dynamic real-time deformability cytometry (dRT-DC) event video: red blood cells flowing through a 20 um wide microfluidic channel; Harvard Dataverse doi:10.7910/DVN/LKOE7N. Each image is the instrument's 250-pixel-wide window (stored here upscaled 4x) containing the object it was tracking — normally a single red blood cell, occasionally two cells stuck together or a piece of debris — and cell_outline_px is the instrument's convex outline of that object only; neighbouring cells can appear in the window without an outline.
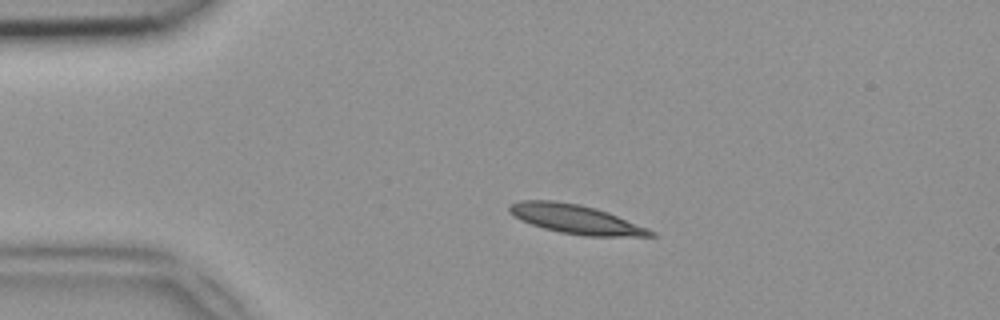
{"species": "common noctule bat (a hibernating species)", "species_latin": "Nyctalus noctula", "temperature_condition": "room temperature", "stored_images_in_passage": 50, "camera_frame_rate_fps": 3000, "um_per_image_px": 0.085, "animal": {"sex": "female", "body_mass_g": 18.4}, "frame": {"image": 1, "passage_image": 11, "time_ms": 3.333, "image_size_px": [1000, 320], "cell_outline_px": [[656, 236], [584, 236], [560, 232], [544, 228], [520, 220], [512, 216], [508, 212], [508, 208], [512, 204], [520, 200], [556, 200], [580, 204], [596, 208], [608, 212], [648, 228], [656, 232]], "centroid_in_image_um": [48.93, 18.62], "position_along_channel_um": 36.1, "area_um2": 23.99}}
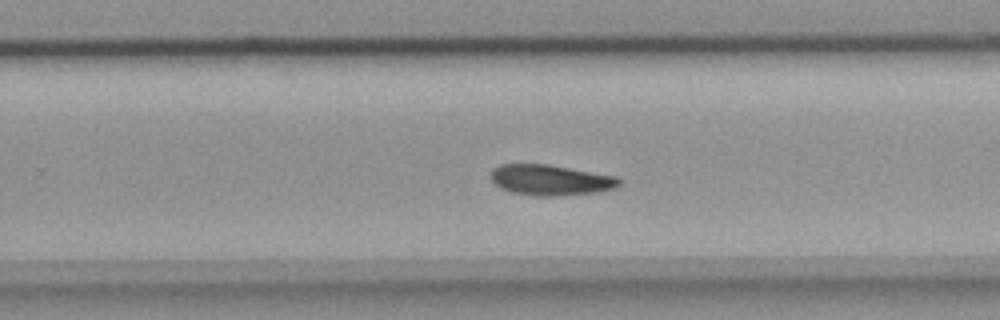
{"frame": {"image": 2, "passage_image": 32, "time_ms": 10.333, "image_size_px": [1000, 320], "cell_outline_px": [[620, 184], [616, 188], [600, 192], [560, 196], [532, 196], [512, 192], [500, 188], [492, 180], [492, 168], [500, 164], [548, 164], [616, 176], [620, 180]], "centroid_in_image_um": [46.81, 15.31], "position_along_channel_um": 283.0, "area_um2": 23.06}}
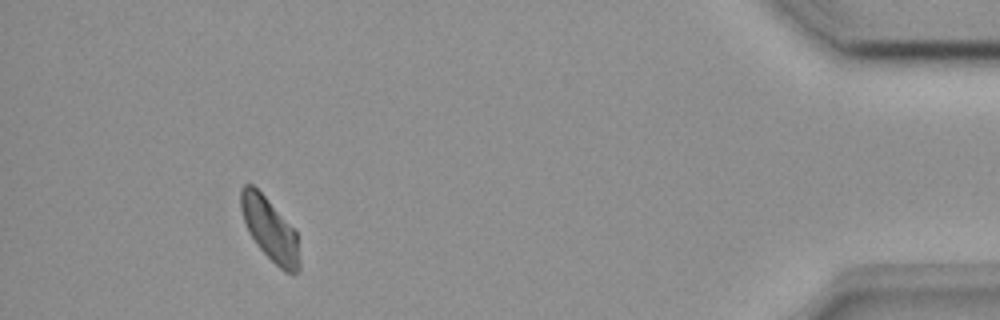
{"frame": {"image": 3, "passage_image": 46, "time_ms": 15.0, "image_size_px": [1000, 320], "cell_outline_px": [[300, 268], [296, 272], [284, 272], [256, 244], [248, 232], [240, 208], [240, 188], [244, 184], [252, 184], [268, 200], [296, 232], [300, 260]], "centroid_in_image_um": [22.92, 19.49], "position_along_channel_um": 412.3, "area_um2": 21.04}}